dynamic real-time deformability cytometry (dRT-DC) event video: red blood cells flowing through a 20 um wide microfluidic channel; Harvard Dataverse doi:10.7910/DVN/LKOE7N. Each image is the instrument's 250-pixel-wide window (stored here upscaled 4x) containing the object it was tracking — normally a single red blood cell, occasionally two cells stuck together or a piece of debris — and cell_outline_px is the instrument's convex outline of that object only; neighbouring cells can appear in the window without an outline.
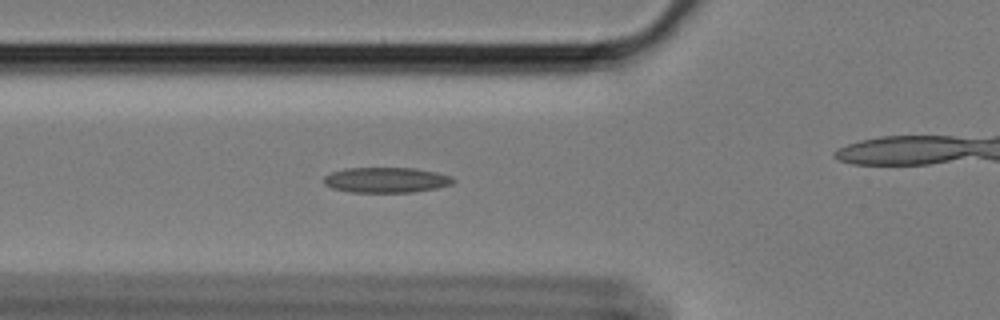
{"species": "Egyptian fruit bat (a non-hibernating species)", "species_latin": "Rousettus aegyptiacus", "temperature_condition": "cold", "stored_images_in_passage": 59, "camera_frame_rate_fps": 3000, "um_per_image_px": 0.085, "animal": {"sex": "female"}, "frame": {"image": 1, "passage_image": 20, "time_ms": 6.333, "image_size_px": [1000, 320], "cell_outline_px": [[456, 180], [452, 184], [436, 188], [412, 192], [352, 192], [332, 188], [324, 184], [324, 176], [332, 172], [344, 168], [416, 168], [436, 172], [452, 176]], "centroid_in_image_um": [32.84, 15.29], "position_along_channel_um": 93.0, "area_um2": 19.13}}
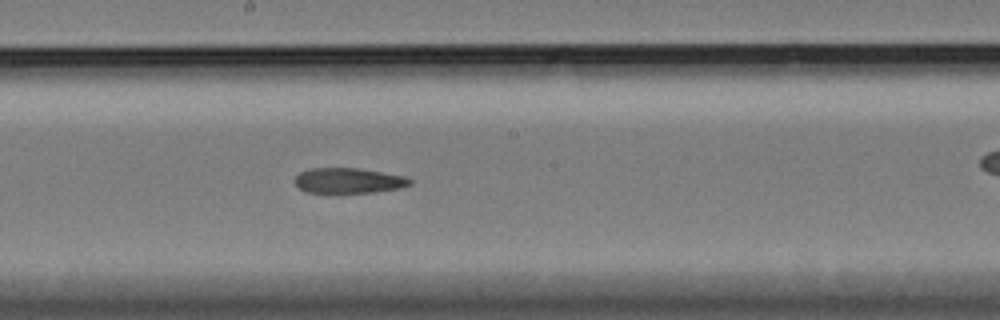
{"frame": {"image": 2, "passage_image": 31, "time_ms": 10.0, "image_size_px": [1000, 320], "cell_outline_px": [[412, 184], [400, 188], [376, 192], [340, 196], [332, 196], [308, 192], [300, 188], [296, 184], [296, 176], [300, 172], [312, 168], [356, 168], [404, 176], [412, 180]], "centroid_in_image_um": [29.61, 15.42], "position_along_channel_um": 218.6, "area_um2": 17.74}}
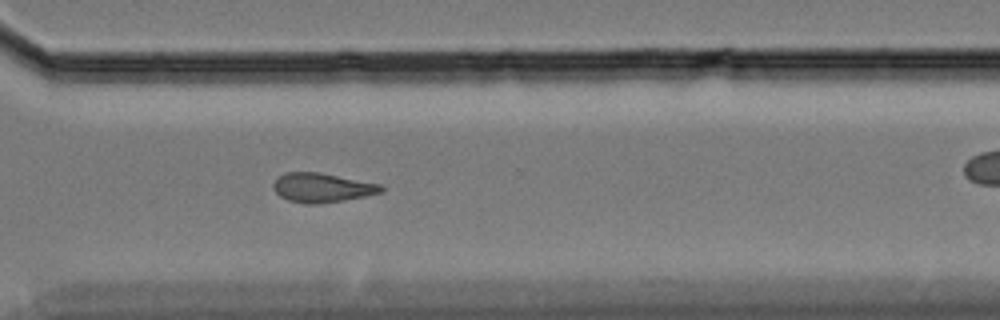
{"frame": {"image": 3, "passage_image": 42, "time_ms": 13.667, "image_size_px": [1000, 320], "cell_outline_px": [[384, 192], [344, 200], [316, 204], [304, 204], [288, 200], [280, 196], [276, 192], [272, 184], [284, 172], [320, 172], [380, 184], [384, 188]], "centroid_in_image_um": [27.38, 15.95], "position_along_channel_um": 343.2, "area_um2": 18.32}}